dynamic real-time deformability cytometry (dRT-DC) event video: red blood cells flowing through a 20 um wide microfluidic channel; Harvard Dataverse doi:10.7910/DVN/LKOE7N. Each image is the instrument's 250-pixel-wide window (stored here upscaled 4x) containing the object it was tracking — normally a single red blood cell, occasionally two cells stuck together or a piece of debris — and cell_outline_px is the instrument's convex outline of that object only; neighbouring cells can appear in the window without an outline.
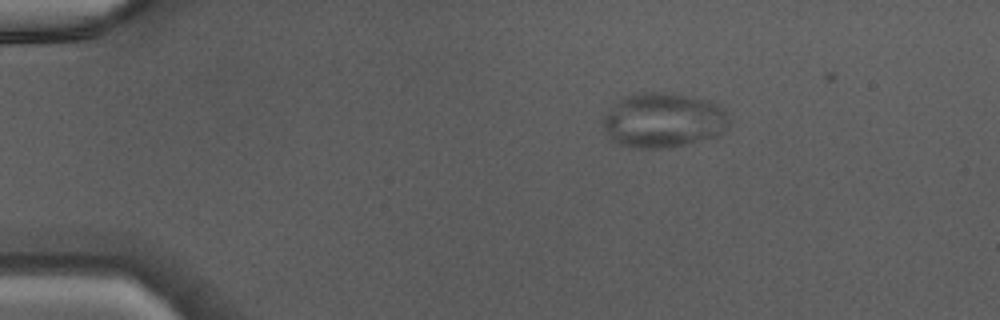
{"species": "Egyptian fruit bat (a non-hibernating species)", "species_latin": "Rousettus aegyptiacus", "temperature_condition": "warm", "stored_images_in_passage": 38, "camera_frame_rate_fps": 3000, "um_per_image_px": 0.085, "animal": {"sex": "male"}, "frame": {"image": 1, "passage_image": 1, "time_ms": 0.0, "image_size_px": [1000, 320], "cell_outline_px": [[728, 128], [720, 136], [684, 144], [660, 148], [628, 148], [612, 140], [608, 136], [600, 120], [624, 96], [644, 92], [664, 92], [692, 96], [708, 100], [720, 104], [724, 108], [728, 120]], "centroid_in_image_um": [56.41, 10.22], "position_along_channel_um": 28.6, "area_um2": 40.46}}
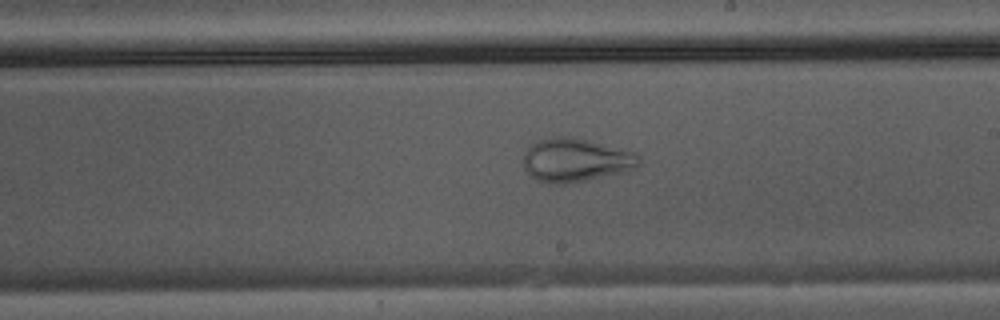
{"frame": {"image": 2, "passage_image": 20, "time_ms": 6.333, "image_size_px": [1000, 320], "cell_outline_px": [[640, 164], [636, 168], [624, 172], [564, 184], [548, 184], [536, 180], [524, 172], [524, 152], [532, 144], [540, 140], [556, 136], [572, 136], [636, 152], [640, 156]], "centroid_in_image_um": [48.93, 13.61], "position_along_channel_um": 240.1, "area_um2": 29.54}}
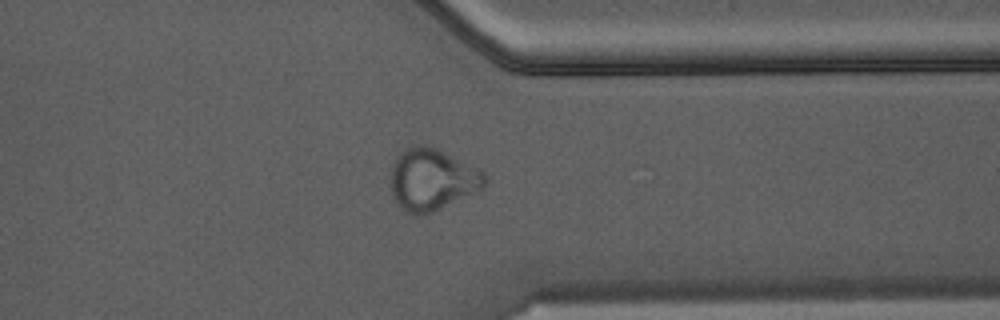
{"frame": {"image": 3, "passage_image": 29, "time_ms": 9.333, "image_size_px": [1000, 320], "cell_outline_px": [[488, 184], [484, 188], [432, 212], [420, 216], [416, 216], [400, 208], [396, 204], [392, 196], [388, 184], [392, 164], [400, 152], [404, 148], [412, 144], [424, 144], [436, 148], [480, 168], [488, 176]], "centroid_in_image_um": [36.7, 15.25], "position_along_channel_um": 374.7, "area_um2": 34.8}}